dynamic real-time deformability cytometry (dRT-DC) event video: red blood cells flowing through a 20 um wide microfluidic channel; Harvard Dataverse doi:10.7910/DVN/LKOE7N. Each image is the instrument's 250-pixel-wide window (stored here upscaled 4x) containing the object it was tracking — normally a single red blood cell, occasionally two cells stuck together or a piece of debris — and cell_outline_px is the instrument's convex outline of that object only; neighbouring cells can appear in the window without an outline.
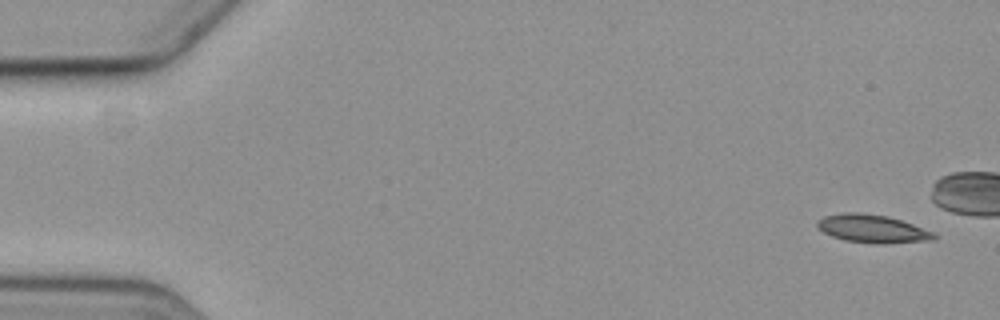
{"species": "common noctule bat (a hibernating species)", "species_latin": "Nyctalus noctula", "temperature_condition": "cold", "stored_images_in_passage": 11, "camera_frame_rate_fps": 3000, "um_per_image_px": 0.085, "animal": {"sex": "female", "body_mass_g": 19.3, "forearm_length_mm": 54.1}, "frame": {"image": 1, "passage_image": 1, "time_ms": 0.0, "image_size_px": [1000, 320], "cell_outline_px": [[936, 240], [884, 244], [876, 244], [844, 240], [832, 236], [824, 232], [816, 224], [816, 220], [824, 216], [844, 212], [860, 212], [888, 216], [912, 224], [932, 232], [936, 236]], "centroid_in_image_um": [74.14, 19.44], "position_along_channel_um": 10.9, "area_um2": 19.13}}
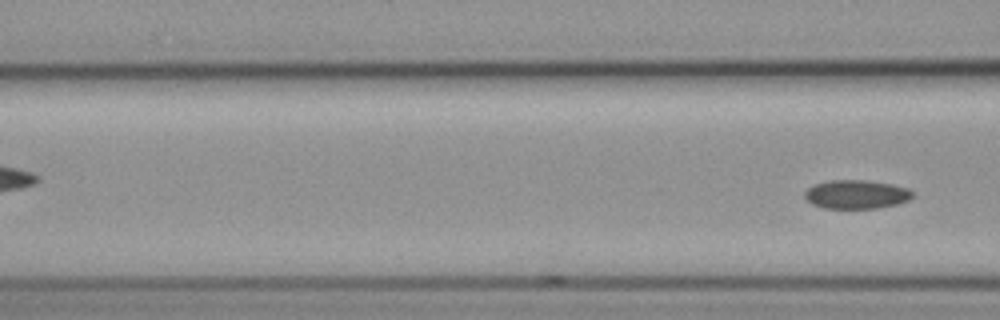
{"frame": {"image": 2, "passage_image": 11, "time_ms": 13.0, "image_size_px": [1000, 320], "cell_outline_px": [[912, 196], [908, 200], [896, 204], [876, 208], [824, 208], [812, 204], [804, 196], [804, 192], [808, 188], [816, 184], [828, 180], [864, 180], [892, 184], [908, 188], [912, 192]], "centroid_in_image_um": [72.77, 16.51], "position_along_channel_um": 93.8, "area_um2": 17.92}}